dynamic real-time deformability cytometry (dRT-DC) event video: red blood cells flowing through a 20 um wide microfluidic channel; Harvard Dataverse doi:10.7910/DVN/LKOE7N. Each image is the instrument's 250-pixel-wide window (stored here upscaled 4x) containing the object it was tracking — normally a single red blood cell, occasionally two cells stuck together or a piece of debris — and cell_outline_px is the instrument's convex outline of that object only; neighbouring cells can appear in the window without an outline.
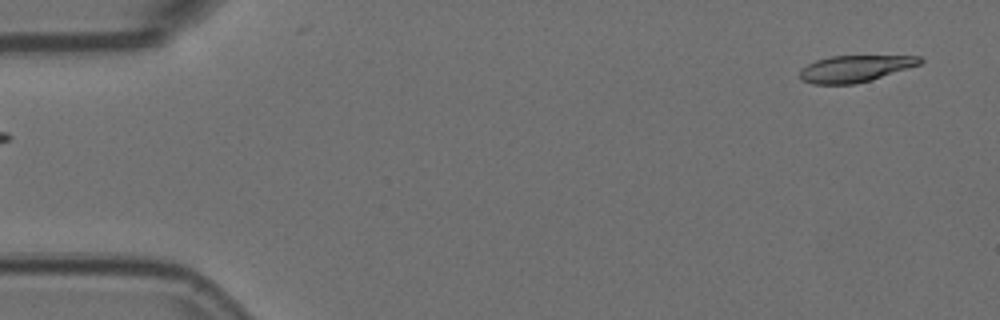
{"species": "Egyptian fruit bat (a non-hibernating species)", "species_latin": "Rousettus aegyptiacus", "temperature_condition": "room temperature", "stored_images_in_passage": 5, "segment_of_instrument_passage": [2, 2], "camera_frame_rate_fps": 3000, "um_per_image_px": 0.085, "animal": {"sex": "female"}, "frame": {"image": 1, "passage_image": 5, "time_ms": 1.333, "image_size_px": [1000, 320], "cell_outline_px": [[924, 60], [920, 64], [872, 80], [856, 84], [812, 84], [804, 80], [800, 76], [800, 68], [816, 60], [832, 56], [920, 56]], "centroid_in_image_um": [72.68, 5.83], "position_along_channel_um": 12.3, "area_um2": 18.55}}